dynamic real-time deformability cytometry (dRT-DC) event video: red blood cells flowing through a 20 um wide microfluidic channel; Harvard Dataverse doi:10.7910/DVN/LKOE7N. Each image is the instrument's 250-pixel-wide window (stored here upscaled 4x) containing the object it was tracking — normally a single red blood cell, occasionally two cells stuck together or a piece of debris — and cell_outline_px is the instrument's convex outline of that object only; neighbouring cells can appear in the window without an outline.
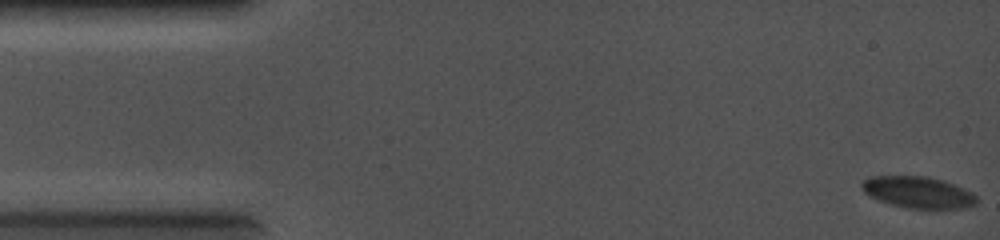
{"species": "common noctule bat (a hibernating species)", "species_latin": "Nyctalus noctula", "temperature_condition": "cold", "stored_images_in_passage": 69, "camera_frame_rate_fps": 5000, "um_per_image_px": 0.085, "animal": {"sex": "female", "body_mass_g": 19.0, "forearm_length_mm": 56.7}, "frame": {"image": 1, "passage_image": 1, "time_ms": 0.0, "image_size_px": [1000, 240], "cell_outline_px": [[976, 204], [964, 208], [908, 208], [892, 204], [880, 200], [864, 192], [860, 184], [864, 180], [872, 176], [928, 176], [944, 180], [964, 188], [972, 192], [976, 196]], "centroid_in_image_um": [78.06, 16.33], "position_along_channel_um": 6.9, "area_um2": 20.92}}
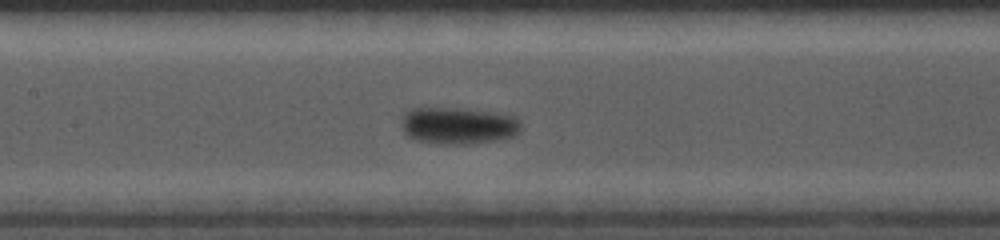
{"frame": {"image": 2, "passage_image": 32, "time_ms": 6.2, "image_size_px": [1000, 240], "cell_outline_px": [[520, 128], [512, 136], [496, 140], [468, 144], [448, 144], [416, 140], [408, 136], [404, 132], [400, 124], [404, 112], [412, 108], [460, 108], [496, 112], [516, 116], [520, 120]], "centroid_in_image_um": [38.92, 10.66], "position_along_channel_um": 168.5, "area_um2": 25.78}}
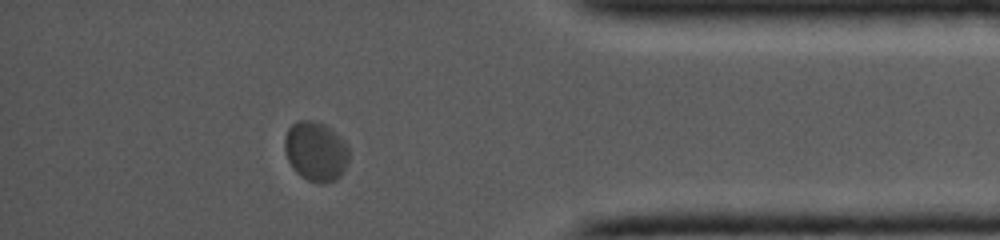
{"frame": {"image": 3, "passage_image": 60, "time_ms": 11.8, "image_size_px": [1000, 240], "cell_outline_px": [[348, 160], [340, 176], [336, 180], [320, 184], [308, 180], [300, 176], [292, 168], [288, 160], [284, 148], [284, 140], [288, 128], [292, 124], [300, 120], [312, 120], [324, 124], [336, 132], [348, 148]], "centroid_in_image_um": [26.82, 12.87], "position_along_channel_um": 408.4, "area_um2": 22.31}}